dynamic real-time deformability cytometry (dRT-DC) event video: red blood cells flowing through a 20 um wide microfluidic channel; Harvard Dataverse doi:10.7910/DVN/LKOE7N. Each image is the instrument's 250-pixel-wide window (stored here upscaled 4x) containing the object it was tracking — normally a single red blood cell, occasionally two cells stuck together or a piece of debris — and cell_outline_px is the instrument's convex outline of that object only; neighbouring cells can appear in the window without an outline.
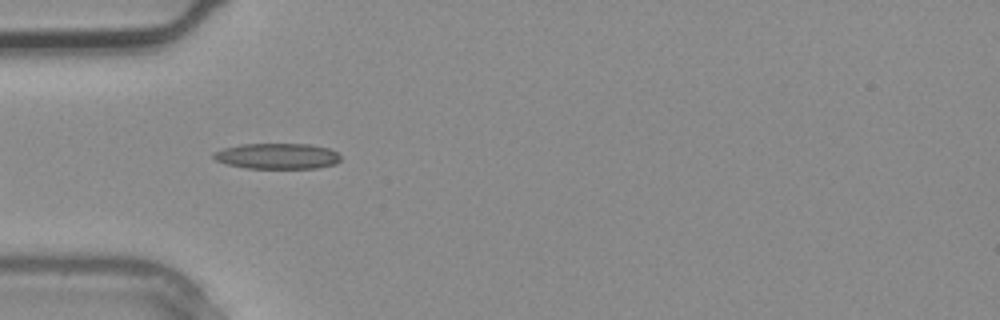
{"species": "common noctule bat (a hibernating species)", "species_latin": "Nyctalus noctula", "temperature_condition": "warm", "stored_images_in_passage": 3, "camera_frame_rate_fps": 3000, "um_per_image_px": 0.085, "animal": {"sex": "male", "body_mass_g": 20.4}, "frame": {"image": 1, "passage_image": 3, "time_ms": 0.667, "image_size_px": [1000, 320], "cell_outline_px": [[340, 160], [336, 164], [316, 168], [244, 168], [228, 164], [216, 160], [212, 156], [212, 152], [224, 148], [240, 144], [312, 144], [328, 148], [336, 152], [340, 156]], "centroid_in_image_um": [23.56, 13.26], "position_along_channel_um": 61.4, "area_um2": 19.07}}